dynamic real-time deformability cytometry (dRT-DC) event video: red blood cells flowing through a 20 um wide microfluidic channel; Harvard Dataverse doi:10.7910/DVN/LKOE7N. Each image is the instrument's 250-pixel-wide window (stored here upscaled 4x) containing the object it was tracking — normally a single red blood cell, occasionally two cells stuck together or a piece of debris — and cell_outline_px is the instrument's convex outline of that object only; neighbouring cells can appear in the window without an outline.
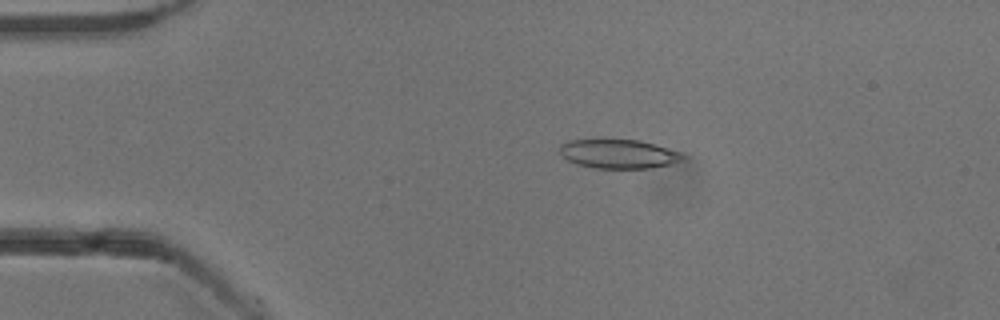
{"species": "common noctule bat (a hibernating species)", "species_latin": "Nyctalus noctula", "temperature_condition": "cold", "stored_images_in_passage": 48, "camera_frame_rate_fps": 3000, "um_per_image_px": 0.085, "animal": {"sex": "male", "body_mass_g": 13.3}, "frame": {"image": 1, "passage_image": 6, "time_ms": 1.667, "image_size_px": [1000, 320], "cell_outline_px": [[684, 156], [680, 160], [672, 164], [652, 168], [592, 168], [576, 164], [568, 160], [560, 152], [560, 144], [568, 140], [600, 136], [640, 140], [656, 144], [680, 152]], "centroid_in_image_um": [52.51, 13.02], "position_along_channel_um": 32.5, "area_um2": 21.79}}
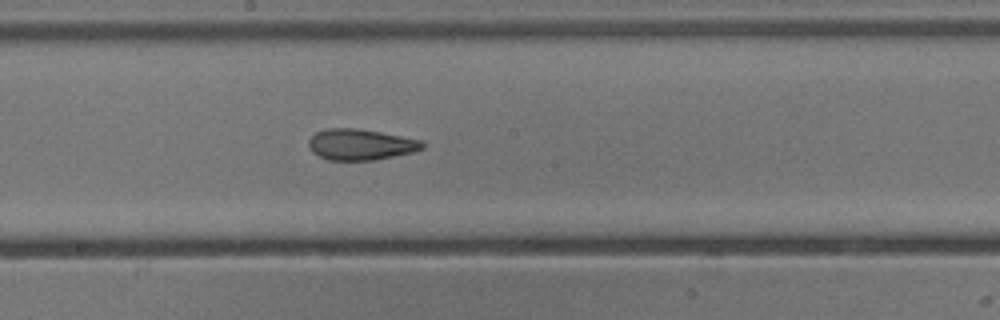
{"frame": {"image": 2, "passage_image": 24, "time_ms": 7.667, "image_size_px": [1000, 320], "cell_outline_px": [[424, 148], [412, 152], [372, 160], [328, 160], [312, 152], [308, 144], [308, 140], [316, 132], [328, 128], [356, 128], [380, 132], [420, 140], [424, 144]], "centroid_in_image_um": [30.61, 12.28], "position_along_channel_um": 217.6, "area_um2": 20.29}}
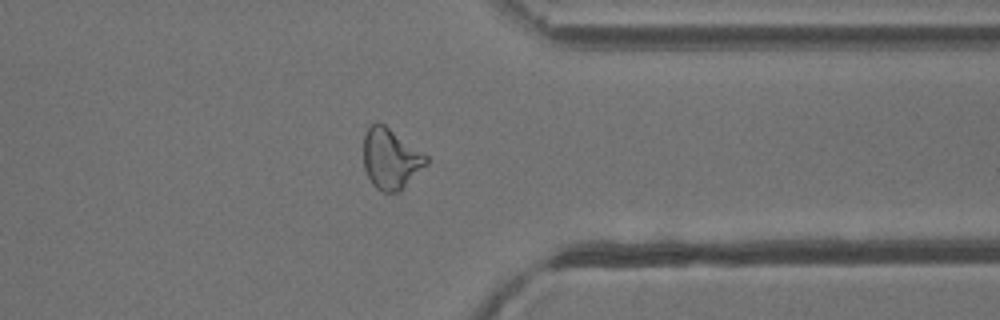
{"frame": {"image": 3, "passage_image": 37, "time_ms": 12.0, "image_size_px": [1000, 320], "cell_outline_px": [[428, 164], [400, 192], [380, 192], [372, 184], [364, 168], [364, 136], [368, 124], [384, 124], [428, 156]], "centroid_in_image_um": [33.22, 13.52], "position_along_channel_um": 378.2, "area_um2": 22.2}, "authors_computed_cell_mechanics": {"area_um2": 21.4727, "velocity_mm_per_s": 3.8631, "shape_relaxation_time_tau1_ms": 5.5214, "shape_relaxation_time_tau2_ms": 1.8537, "deformation_change_tau1": 0.1806, "deformation_change_tau2": 0.1064}}